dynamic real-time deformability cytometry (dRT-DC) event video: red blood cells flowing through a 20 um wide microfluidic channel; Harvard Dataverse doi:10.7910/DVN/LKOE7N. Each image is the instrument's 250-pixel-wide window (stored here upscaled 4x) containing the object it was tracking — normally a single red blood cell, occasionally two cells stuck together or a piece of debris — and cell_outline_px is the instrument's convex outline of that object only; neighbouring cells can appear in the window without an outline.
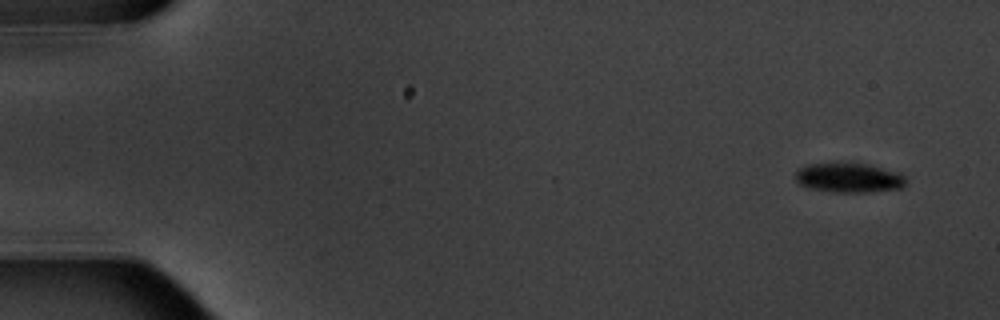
{"species": "common noctule bat (a hibernating species)", "species_latin": "Nyctalus noctula", "temperature_condition": "warm", "stored_images_in_passage": 5, "camera_frame_rate_fps": 3000, "um_per_image_px": 0.085, "animal": {"sex": "male", "body_mass_g": 20.1, "forearm_length_mm": 53.5}, "frame": {"image": 1, "passage_image": 1, "time_ms": 0.0, "image_size_px": [1000, 320], "cell_outline_px": [[908, 184], [904, 188], [868, 192], [832, 192], [808, 188], [800, 184], [796, 180], [796, 168], [804, 164], [836, 160], [868, 164], [900, 172], [908, 180]], "centroid_in_image_um": [72.15, 15.06], "position_along_channel_um": 12.9, "area_um2": 20.17}}
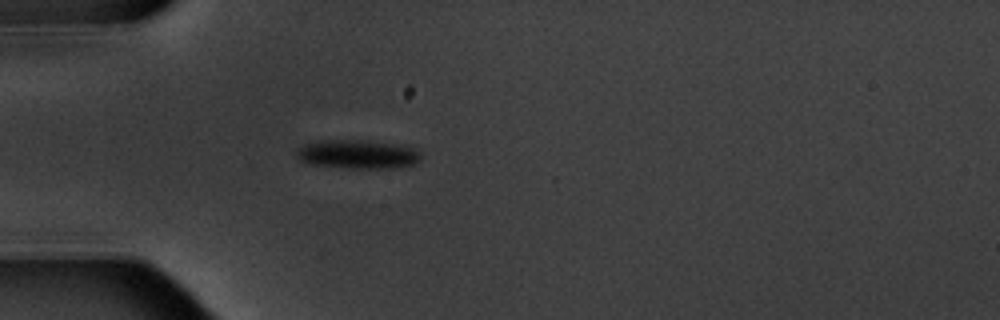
{"frame": {"image": 2, "passage_image": 5, "time_ms": 4.667, "image_size_px": [1000, 320], "cell_outline_px": [[420, 160], [412, 164], [392, 168], [352, 168], [308, 164], [300, 160], [296, 156], [296, 148], [304, 144], [320, 140], [368, 140], [408, 144], [420, 152]], "centroid_in_image_um": [30.41, 13.09], "position_along_channel_um": 54.6, "area_um2": 21.33}}